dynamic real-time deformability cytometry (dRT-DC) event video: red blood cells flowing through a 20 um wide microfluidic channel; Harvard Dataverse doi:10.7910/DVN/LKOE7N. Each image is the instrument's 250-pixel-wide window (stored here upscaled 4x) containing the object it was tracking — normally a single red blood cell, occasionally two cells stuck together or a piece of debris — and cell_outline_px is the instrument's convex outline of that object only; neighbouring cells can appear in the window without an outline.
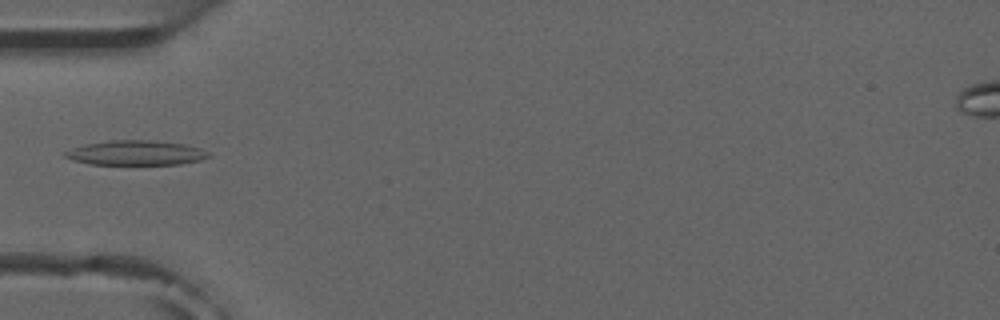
{"species": "common noctule bat (a hibernating species)", "species_latin": "Nyctalus noctula", "temperature_condition": "room temperature", "stored_images_in_passage": 5, "camera_frame_rate_fps": 3000, "um_per_image_px": 0.085, "animal": {"sex": "male", "forearm_length_mm": 52.5}, "frame": {"image": 1, "passage_image": 5, "time_ms": 4.667, "image_size_px": [1000, 320], "cell_outline_px": [[212, 156], [200, 160], [180, 164], [88, 164], [72, 160], [64, 156], [64, 152], [72, 148], [84, 144], [112, 140], [148, 140], [184, 144], [200, 148], [208, 152]], "centroid_in_image_um": [11.54, 12.99], "position_along_channel_um": 73.5, "area_um2": 20.58}}